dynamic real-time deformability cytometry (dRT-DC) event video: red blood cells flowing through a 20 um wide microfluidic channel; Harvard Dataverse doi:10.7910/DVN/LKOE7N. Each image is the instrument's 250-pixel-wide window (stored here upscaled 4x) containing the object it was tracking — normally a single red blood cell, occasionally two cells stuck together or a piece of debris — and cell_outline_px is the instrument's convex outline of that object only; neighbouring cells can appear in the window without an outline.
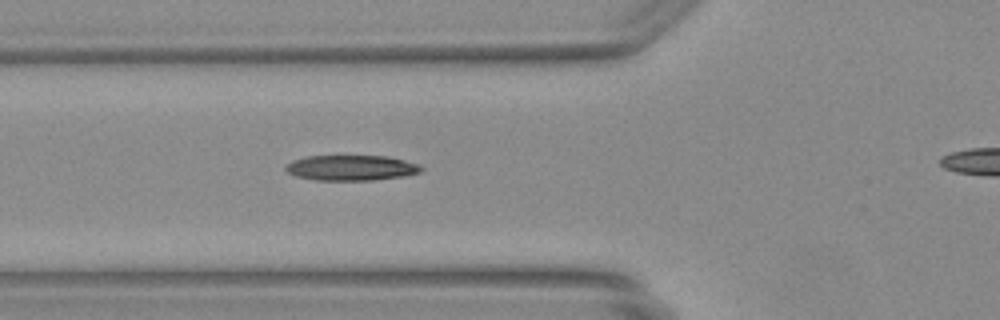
{"species": "Egyptian fruit bat (a non-hibernating species)", "species_latin": "Rousettus aegyptiacus", "temperature_condition": "warm", "stored_images_in_passage": 32, "camera_frame_rate_fps": 3000, "um_per_image_px": 0.085, "animal": {"sex": "female"}, "frame": {"image": 1, "passage_image": 8, "time_ms": 2.333, "image_size_px": [1000, 320], "cell_outline_px": [[424, 168], [420, 172], [408, 176], [372, 180], [316, 180], [296, 176], [288, 172], [284, 168], [292, 160], [304, 156], [388, 156], [420, 164]], "centroid_in_image_um": [29.89, 14.26], "position_along_channel_um": 95.9, "area_um2": 20.17}}